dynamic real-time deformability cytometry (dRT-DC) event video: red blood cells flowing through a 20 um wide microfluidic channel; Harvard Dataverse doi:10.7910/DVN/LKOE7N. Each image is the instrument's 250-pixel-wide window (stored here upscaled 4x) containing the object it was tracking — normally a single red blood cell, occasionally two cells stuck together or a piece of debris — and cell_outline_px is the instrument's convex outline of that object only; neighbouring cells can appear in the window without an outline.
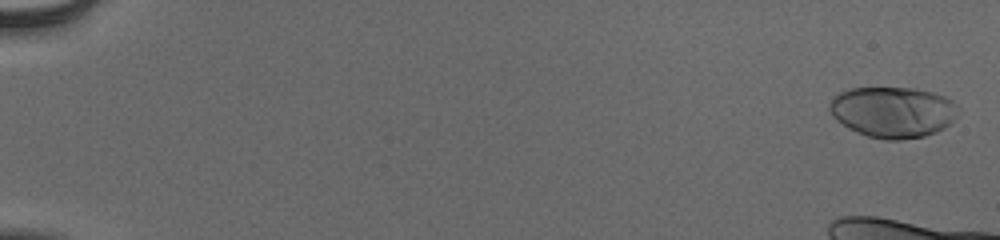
{"species": "human", "species_latin": "Homo sapiens", "temperature_condition": "cold", "stored_images_in_passage": 20, "camera_frame_rate_fps": 3000, "um_per_image_px": 0.085, "donor": {"sex": "male"}, "frame": {"image": 1, "passage_image": 2, "time_ms": 0.333, "image_size_px": [1000, 240], "cell_outline_px": [[960, 108], [956, 116], [944, 128], [936, 132], [924, 136], [900, 140], [884, 140], [868, 136], [856, 132], [848, 128], [836, 120], [832, 116], [828, 108], [828, 104], [832, 96], [848, 88], [916, 88], [932, 92], [944, 96], [952, 100]], "centroid_in_image_um": [75.87, 9.52], "position_along_channel_um": 9.1, "area_um2": 38.55}}
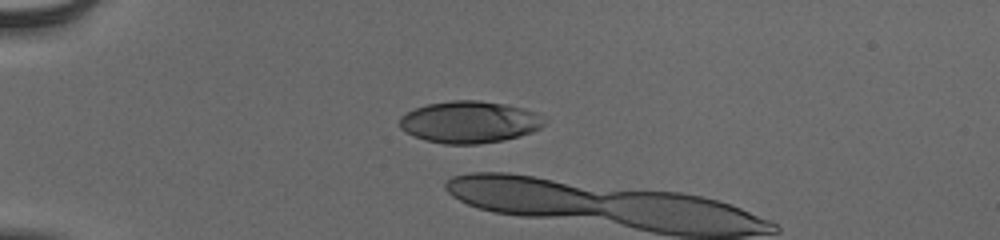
{"frame": {"image": 2, "passage_image": 17, "time_ms": 5.333, "image_size_px": [1000, 240], "cell_outline_px": [[544, 124], [540, 128], [532, 132], [504, 140], [476, 144], [444, 144], [412, 136], [404, 132], [400, 128], [400, 116], [416, 108], [428, 104], [452, 100], [480, 100], [504, 104], [524, 108], [532, 112]], "centroid_in_image_um": [39.83, 10.38], "position_along_channel_um": 45.2, "area_um2": 34.91}}